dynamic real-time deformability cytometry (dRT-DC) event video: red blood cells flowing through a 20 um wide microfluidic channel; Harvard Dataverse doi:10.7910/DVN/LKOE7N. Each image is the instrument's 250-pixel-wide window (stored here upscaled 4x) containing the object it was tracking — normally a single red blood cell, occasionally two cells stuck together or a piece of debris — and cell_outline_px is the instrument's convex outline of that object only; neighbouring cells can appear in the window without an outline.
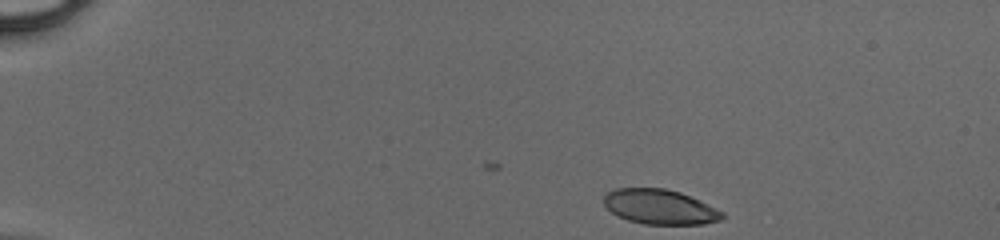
{"species": "human", "species_latin": "Homo sapiens", "temperature_condition": "cold", "stored_images_in_passage": 41, "camera_frame_rate_fps": 3000, "um_per_image_px": 0.085, "donor": {"sex": "male"}, "frame": {"image": 1, "passage_image": 1, "time_ms": 0.0, "image_size_px": [1000, 240], "cell_outline_px": [[724, 216], [720, 220], [704, 224], [644, 224], [628, 220], [612, 212], [604, 204], [604, 196], [608, 192], [616, 188], [664, 188], [680, 192], [700, 200], [724, 212]], "centroid_in_image_um": [56.11, 17.58], "position_along_channel_um": 28.9, "area_um2": 23.93}}
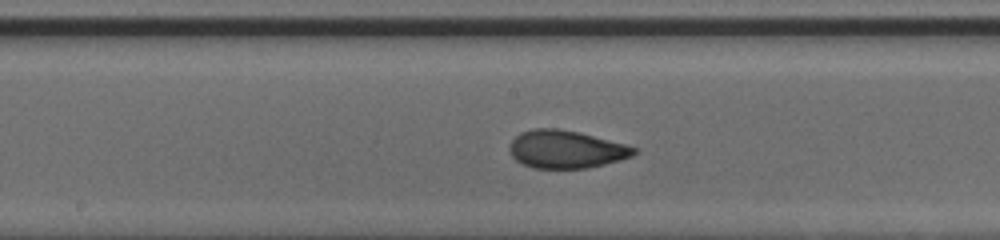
{"frame": {"image": 2, "passage_image": 20, "time_ms": 6.333, "image_size_px": [1000, 240], "cell_outline_px": [[636, 152], [632, 156], [620, 160], [588, 168], [532, 168], [520, 164], [512, 156], [508, 148], [512, 140], [520, 132], [532, 128], [556, 128], [576, 132], [624, 144], [636, 148]], "centroid_in_image_um": [48.05, 12.7], "position_along_channel_um": 200.2, "area_um2": 27.28}}
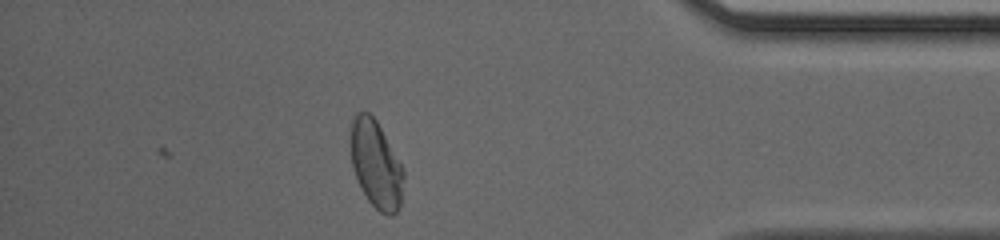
{"frame": {"image": 3, "passage_image": 36, "time_ms": 11.667, "image_size_px": [1000, 240], "cell_outline_px": [[404, 176], [400, 204], [396, 212], [392, 216], [388, 216], [380, 212], [368, 200], [356, 176], [352, 164], [352, 120], [356, 112], [368, 112], [376, 120], [400, 164], [404, 172]], "centroid_in_image_um": [31.97, 14.0], "position_along_channel_um": 403.2, "area_um2": 26.13}}